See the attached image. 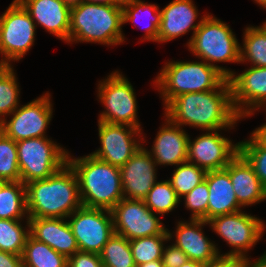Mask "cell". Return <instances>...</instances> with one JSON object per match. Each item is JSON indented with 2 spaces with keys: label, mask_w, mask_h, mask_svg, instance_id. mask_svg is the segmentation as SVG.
<instances>
[{
  "label": "cell",
  "mask_w": 266,
  "mask_h": 267,
  "mask_svg": "<svg viewBox=\"0 0 266 267\" xmlns=\"http://www.w3.org/2000/svg\"><path fill=\"white\" fill-rule=\"evenodd\" d=\"M0 267H24L22 257L0 250Z\"/></svg>",
  "instance_id": "41"
},
{
  "label": "cell",
  "mask_w": 266,
  "mask_h": 267,
  "mask_svg": "<svg viewBox=\"0 0 266 267\" xmlns=\"http://www.w3.org/2000/svg\"><path fill=\"white\" fill-rule=\"evenodd\" d=\"M20 181L16 141L0 130V182Z\"/></svg>",
  "instance_id": "35"
},
{
  "label": "cell",
  "mask_w": 266,
  "mask_h": 267,
  "mask_svg": "<svg viewBox=\"0 0 266 267\" xmlns=\"http://www.w3.org/2000/svg\"><path fill=\"white\" fill-rule=\"evenodd\" d=\"M20 181L25 185L46 179L67 164L68 152L46 137L16 142Z\"/></svg>",
  "instance_id": "6"
},
{
  "label": "cell",
  "mask_w": 266,
  "mask_h": 267,
  "mask_svg": "<svg viewBox=\"0 0 266 267\" xmlns=\"http://www.w3.org/2000/svg\"><path fill=\"white\" fill-rule=\"evenodd\" d=\"M185 207L192 210L191 219L207 221L209 189L207 181L198 184L191 192L184 196Z\"/></svg>",
  "instance_id": "37"
},
{
  "label": "cell",
  "mask_w": 266,
  "mask_h": 267,
  "mask_svg": "<svg viewBox=\"0 0 266 267\" xmlns=\"http://www.w3.org/2000/svg\"><path fill=\"white\" fill-rule=\"evenodd\" d=\"M260 145L266 146V124L257 128L251 135Z\"/></svg>",
  "instance_id": "42"
},
{
  "label": "cell",
  "mask_w": 266,
  "mask_h": 267,
  "mask_svg": "<svg viewBox=\"0 0 266 267\" xmlns=\"http://www.w3.org/2000/svg\"><path fill=\"white\" fill-rule=\"evenodd\" d=\"M173 176L169 179L179 199L191 192L198 184L205 180L206 171L190 162L178 165Z\"/></svg>",
  "instance_id": "31"
},
{
  "label": "cell",
  "mask_w": 266,
  "mask_h": 267,
  "mask_svg": "<svg viewBox=\"0 0 266 267\" xmlns=\"http://www.w3.org/2000/svg\"><path fill=\"white\" fill-rule=\"evenodd\" d=\"M188 48L206 63L240 62V44L229 25L210 15L203 16Z\"/></svg>",
  "instance_id": "7"
},
{
  "label": "cell",
  "mask_w": 266,
  "mask_h": 267,
  "mask_svg": "<svg viewBox=\"0 0 266 267\" xmlns=\"http://www.w3.org/2000/svg\"><path fill=\"white\" fill-rule=\"evenodd\" d=\"M259 5H261L263 8H266V0H255Z\"/></svg>",
  "instance_id": "48"
},
{
  "label": "cell",
  "mask_w": 266,
  "mask_h": 267,
  "mask_svg": "<svg viewBox=\"0 0 266 267\" xmlns=\"http://www.w3.org/2000/svg\"><path fill=\"white\" fill-rule=\"evenodd\" d=\"M165 110L166 118L175 125H191L207 131L231 128L241 118L234 108L227 78L214 90L175 97Z\"/></svg>",
  "instance_id": "1"
},
{
  "label": "cell",
  "mask_w": 266,
  "mask_h": 267,
  "mask_svg": "<svg viewBox=\"0 0 266 267\" xmlns=\"http://www.w3.org/2000/svg\"><path fill=\"white\" fill-rule=\"evenodd\" d=\"M228 79L233 105L241 118L253 114L256 108L259 109L260 105L263 106L266 103V67L251 66L242 74L238 76L233 74Z\"/></svg>",
  "instance_id": "16"
},
{
  "label": "cell",
  "mask_w": 266,
  "mask_h": 267,
  "mask_svg": "<svg viewBox=\"0 0 266 267\" xmlns=\"http://www.w3.org/2000/svg\"><path fill=\"white\" fill-rule=\"evenodd\" d=\"M143 201L153 213L163 215L173 210L180 199L169 180H165L156 182Z\"/></svg>",
  "instance_id": "30"
},
{
  "label": "cell",
  "mask_w": 266,
  "mask_h": 267,
  "mask_svg": "<svg viewBox=\"0 0 266 267\" xmlns=\"http://www.w3.org/2000/svg\"><path fill=\"white\" fill-rule=\"evenodd\" d=\"M123 8V23L128 21L135 22L140 11L148 12L153 17L151 24L147 25L145 28L146 35L144 39L157 41L158 39V29L160 27L161 12L158 10V6L154 4H147L140 0H126L122 6Z\"/></svg>",
  "instance_id": "32"
},
{
  "label": "cell",
  "mask_w": 266,
  "mask_h": 267,
  "mask_svg": "<svg viewBox=\"0 0 266 267\" xmlns=\"http://www.w3.org/2000/svg\"><path fill=\"white\" fill-rule=\"evenodd\" d=\"M136 267H163L162 260L150 261Z\"/></svg>",
  "instance_id": "46"
},
{
  "label": "cell",
  "mask_w": 266,
  "mask_h": 267,
  "mask_svg": "<svg viewBox=\"0 0 266 267\" xmlns=\"http://www.w3.org/2000/svg\"><path fill=\"white\" fill-rule=\"evenodd\" d=\"M160 27L157 42H167L182 36L189 30L199 28L202 20L194 24L198 11L192 0H174L161 11Z\"/></svg>",
  "instance_id": "21"
},
{
  "label": "cell",
  "mask_w": 266,
  "mask_h": 267,
  "mask_svg": "<svg viewBox=\"0 0 266 267\" xmlns=\"http://www.w3.org/2000/svg\"><path fill=\"white\" fill-rule=\"evenodd\" d=\"M99 99L106 110L98 121L125 124L141 129L137 121V103L132 85L122 74L114 72L99 83Z\"/></svg>",
  "instance_id": "9"
},
{
  "label": "cell",
  "mask_w": 266,
  "mask_h": 267,
  "mask_svg": "<svg viewBox=\"0 0 266 267\" xmlns=\"http://www.w3.org/2000/svg\"><path fill=\"white\" fill-rule=\"evenodd\" d=\"M30 235L59 254L71 257L79 251L76 239L64 218H27Z\"/></svg>",
  "instance_id": "19"
},
{
  "label": "cell",
  "mask_w": 266,
  "mask_h": 267,
  "mask_svg": "<svg viewBox=\"0 0 266 267\" xmlns=\"http://www.w3.org/2000/svg\"><path fill=\"white\" fill-rule=\"evenodd\" d=\"M26 198L27 218H67L82 206L78 179L68 163L52 176L26 184Z\"/></svg>",
  "instance_id": "2"
},
{
  "label": "cell",
  "mask_w": 266,
  "mask_h": 267,
  "mask_svg": "<svg viewBox=\"0 0 266 267\" xmlns=\"http://www.w3.org/2000/svg\"><path fill=\"white\" fill-rule=\"evenodd\" d=\"M19 93L11 65H0V116L12 114L18 108Z\"/></svg>",
  "instance_id": "34"
},
{
  "label": "cell",
  "mask_w": 266,
  "mask_h": 267,
  "mask_svg": "<svg viewBox=\"0 0 266 267\" xmlns=\"http://www.w3.org/2000/svg\"><path fill=\"white\" fill-rule=\"evenodd\" d=\"M249 260L236 256L219 255L212 261L204 263V267H249Z\"/></svg>",
  "instance_id": "40"
},
{
  "label": "cell",
  "mask_w": 266,
  "mask_h": 267,
  "mask_svg": "<svg viewBox=\"0 0 266 267\" xmlns=\"http://www.w3.org/2000/svg\"><path fill=\"white\" fill-rule=\"evenodd\" d=\"M75 171L82 206L111 210L123 199L120 167L104 162L93 155L70 159Z\"/></svg>",
  "instance_id": "3"
},
{
  "label": "cell",
  "mask_w": 266,
  "mask_h": 267,
  "mask_svg": "<svg viewBox=\"0 0 266 267\" xmlns=\"http://www.w3.org/2000/svg\"><path fill=\"white\" fill-rule=\"evenodd\" d=\"M213 230L234 249L224 256H236L248 260L244 252L258 242L264 232V224L258 218L241 210L231 214L219 215L208 220ZM250 248V249H249Z\"/></svg>",
  "instance_id": "12"
},
{
  "label": "cell",
  "mask_w": 266,
  "mask_h": 267,
  "mask_svg": "<svg viewBox=\"0 0 266 267\" xmlns=\"http://www.w3.org/2000/svg\"><path fill=\"white\" fill-rule=\"evenodd\" d=\"M162 263L164 267H181L187 260V255L175 244L163 248Z\"/></svg>",
  "instance_id": "39"
},
{
  "label": "cell",
  "mask_w": 266,
  "mask_h": 267,
  "mask_svg": "<svg viewBox=\"0 0 266 267\" xmlns=\"http://www.w3.org/2000/svg\"><path fill=\"white\" fill-rule=\"evenodd\" d=\"M224 169L229 173L236 199L241 206L266 200V189L252 165L240 152Z\"/></svg>",
  "instance_id": "20"
},
{
  "label": "cell",
  "mask_w": 266,
  "mask_h": 267,
  "mask_svg": "<svg viewBox=\"0 0 266 267\" xmlns=\"http://www.w3.org/2000/svg\"><path fill=\"white\" fill-rule=\"evenodd\" d=\"M171 238L172 234L169 232V235H155L129 240L135 265L139 266L150 261L161 260L164 248L163 241Z\"/></svg>",
  "instance_id": "29"
},
{
  "label": "cell",
  "mask_w": 266,
  "mask_h": 267,
  "mask_svg": "<svg viewBox=\"0 0 266 267\" xmlns=\"http://www.w3.org/2000/svg\"><path fill=\"white\" fill-rule=\"evenodd\" d=\"M68 267H103L99 254L77 251L68 258Z\"/></svg>",
  "instance_id": "38"
},
{
  "label": "cell",
  "mask_w": 266,
  "mask_h": 267,
  "mask_svg": "<svg viewBox=\"0 0 266 267\" xmlns=\"http://www.w3.org/2000/svg\"><path fill=\"white\" fill-rule=\"evenodd\" d=\"M122 6L81 2L70 10L69 42L117 45L124 41Z\"/></svg>",
  "instance_id": "5"
},
{
  "label": "cell",
  "mask_w": 266,
  "mask_h": 267,
  "mask_svg": "<svg viewBox=\"0 0 266 267\" xmlns=\"http://www.w3.org/2000/svg\"><path fill=\"white\" fill-rule=\"evenodd\" d=\"M103 267H136L129 240L114 234L99 253Z\"/></svg>",
  "instance_id": "28"
},
{
  "label": "cell",
  "mask_w": 266,
  "mask_h": 267,
  "mask_svg": "<svg viewBox=\"0 0 266 267\" xmlns=\"http://www.w3.org/2000/svg\"><path fill=\"white\" fill-rule=\"evenodd\" d=\"M204 224H208V221L191 219L190 223L179 222L175 233V245L187 255L189 260L206 263L220 254L216 245L201 232Z\"/></svg>",
  "instance_id": "22"
},
{
  "label": "cell",
  "mask_w": 266,
  "mask_h": 267,
  "mask_svg": "<svg viewBox=\"0 0 266 267\" xmlns=\"http://www.w3.org/2000/svg\"><path fill=\"white\" fill-rule=\"evenodd\" d=\"M238 143L239 152L252 165L255 174L266 189V146L260 145L252 136L250 140Z\"/></svg>",
  "instance_id": "36"
},
{
  "label": "cell",
  "mask_w": 266,
  "mask_h": 267,
  "mask_svg": "<svg viewBox=\"0 0 266 267\" xmlns=\"http://www.w3.org/2000/svg\"><path fill=\"white\" fill-rule=\"evenodd\" d=\"M24 267H68V258L47 244L28 236L22 252Z\"/></svg>",
  "instance_id": "26"
},
{
  "label": "cell",
  "mask_w": 266,
  "mask_h": 267,
  "mask_svg": "<svg viewBox=\"0 0 266 267\" xmlns=\"http://www.w3.org/2000/svg\"><path fill=\"white\" fill-rule=\"evenodd\" d=\"M244 33L240 62L249 60L255 67H266V27H247Z\"/></svg>",
  "instance_id": "27"
},
{
  "label": "cell",
  "mask_w": 266,
  "mask_h": 267,
  "mask_svg": "<svg viewBox=\"0 0 266 267\" xmlns=\"http://www.w3.org/2000/svg\"><path fill=\"white\" fill-rule=\"evenodd\" d=\"M66 5L72 7L78 5L82 2V0H62Z\"/></svg>",
  "instance_id": "47"
},
{
  "label": "cell",
  "mask_w": 266,
  "mask_h": 267,
  "mask_svg": "<svg viewBox=\"0 0 266 267\" xmlns=\"http://www.w3.org/2000/svg\"><path fill=\"white\" fill-rule=\"evenodd\" d=\"M205 180L209 189L207 221L215 216L241 210L229 173L225 169L208 171Z\"/></svg>",
  "instance_id": "24"
},
{
  "label": "cell",
  "mask_w": 266,
  "mask_h": 267,
  "mask_svg": "<svg viewBox=\"0 0 266 267\" xmlns=\"http://www.w3.org/2000/svg\"><path fill=\"white\" fill-rule=\"evenodd\" d=\"M114 232L128 240L155 235H169V231L143 200L123 198L111 210Z\"/></svg>",
  "instance_id": "11"
},
{
  "label": "cell",
  "mask_w": 266,
  "mask_h": 267,
  "mask_svg": "<svg viewBox=\"0 0 266 267\" xmlns=\"http://www.w3.org/2000/svg\"><path fill=\"white\" fill-rule=\"evenodd\" d=\"M27 214L26 185L21 181L0 182V219L20 220Z\"/></svg>",
  "instance_id": "25"
},
{
  "label": "cell",
  "mask_w": 266,
  "mask_h": 267,
  "mask_svg": "<svg viewBox=\"0 0 266 267\" xmlns=\"http://www.w3.org/2000/svg\"><path fill=\"white\" fill-rule=\"evenodd\" d=\"M167 124L160 129L150 154L156 164L179 165L187 162L189 135L172 123L168 118Z\"/></svg>",
  "instance_id": "23"
},
{
  "label": "cell",
  "mask_w": 266,
  "mask_h": 267,
  "mask_svg": "<svg viewBox=\"0 0 266 267\" xmlns=\"http://www.w3.org/2000/svg\"><path fill=\"white\" fill-rule=\"evenodd\" d=\"M181 267H204V263L188 259Z\"/></svg>",
  "instance_id": "45"
},
{
  "label": "cell",
  "mask_w": 266,
  "mask_h": 267,
  "mask_svg": "<svg viewBox=\"0 0 266 267\" xmlns=\"http://www.w3.org/2000/svg\"><path fill=\"white\" fill-rule=\"evenodd\" d=\"M18 221L0 219V250L21 256L30 230L25 231Z\"/></svg>",
  "instance_id": "33"
},
{
  "label": "cell",
  "mask_w": 266,
  "mask_h": 267,
  "mask_svg": "<svg viewBox=\"0 0 266 267\" xmlns=\"http://www.w3.org/2000/svg\"><path fill=\"white\" fill-rule=\"evenodd\" d=\"M33 21L56 37L69 42L70 10L62 0H17Z\"/></svg>",
  "instance_id": "18"
},
{
  "label": "cell",
  "mask_w": 266,
  "mask_h": 267,
  "mask_svg": "<svg viewBox=\"0 0 266 267\" xmlns=\"http://www.w3.org/2000/svg\"><path fill=\"white\" fill-rule=\"evenodd\" d=\"M249 267H266V253L263 254V256H261L257 261H254V263L250 261Z\"/></svg>",
  "instance_id": "44"
},
{
  "label": "cell",
  "mask_w": 266,
  "mask_h": 267,
  "mask_svg": "<svg viewBox=\"0 0 266 267\" xmlns=\"http://www.w3.org/2000/svg\"><path fill=\"white\" fill-rule=\"evenodd\" d=\"M126 0H82V2L109 5V6H123Z\"/></svg>",
  "instance_id": "43"
},
{
  "label": "cell",
  "mask_w": 266,
  "mask_h": 267,
  "mask_svg": "<svg viewBox=\"0 0 266 267\" xmlns=\"http://www.w3.org/2000/svg\"><path fill=\"white\" fill-rule=\"evenodd\" d=\"M35 27L29 13L14 0L0 17V53L5 56L0 65H10V60L18 61L26 54L35 40Z\"/></svg>",
  "instance_id": "8"
},
{
  "label": "cell",
  "mask_w": 266,
  "mask_h": 267,
  "mask_svg": "<svg viewBox=\"0 0 266 267\" xmlns=\"http://www.w3.org/2000/svg\"><path fill=\"white\" fill-rule=\"evenodd\" d=\"M50 94H45L32 102L17 108L7 121L0 118V130L18 142L30 138L45 137V130L52 118Z\"/></svg>",
  "instance_id": "13"
},
{
  "label": "cell",
  "mask_w": 266,
  "mask_h": 267,
  "mask_svg": "<svg viewBox=\"0 0 266 267\" xmlns=\"http://www.w3.org/2000/svg\"><path fill=\"white\" fill-rule=\"evenodd\" d=\"M98 129L101 148L91 155L111 165L123 166L141 147L140 143L137 144L139 141L133 138L140 133L138 128L98 121Z\"/></svg>",
  "instance_id": "14"
},
{
  "label": "cell",
  "mask_w": 266,
  "mask_h": 267,
  "mask_svg": "<svg viewBox=\"0 0 266 267\" xmlns=\"http://www.w3.org/2000/svg\"><path fill=\"white\" fill-rule=\"evenodd\" d=\"M233 73L230 70L206 62H168L156 81L165 107L177 96L191 92L216 89Z\"/></svg>",
  "instance_id": "4"
},
{
  "label": "cell",
  "mask_w": 266,
  "mask_h": 267,
  "mask_svg": "<svg viewBox=\"0 0 266 267\" xmlns=\"http://www.w3.org/2000/svg\"><path fill=\"white\" fill-rule=\"evenodd\" d=\"M156 165L150 152L141 146L120 167L123 198L143 200L157 181Z\"/></svg>",
  "instance_id": "17"
},
{
  "label": "cell",
  "mask_w": 266,
  "mask_h": 267,
  "mask_svg": "<svg viewBox=\"0 0 266 267\" xmlns=\"http://www.w3.org/2000/svg\"><path fill=\"white\" fill-rule=\"evenodd\" d=\"M68 217L79 251L99 254L115 234L110 210L81 206Z\"/></svg>",
  "instance_id": "10"
},
{
  "label": "cell",
  "mask_w": 266,
  "mask_h": 267,
  "mask_svg": "<svg viewBox=\"0 0 266 267\" xmlns=\"http://www.w3.org/2000/svg\"><path fill=\"white\" fill-rule=\"evenodd\" d=\"M217 131L207 132L193 142L189 138L187 162L197 165L206 172L224 169L229 164L239 153V143L232 144Z\"/></svg>",
  "instance_id": "15"
}]
</instances>
